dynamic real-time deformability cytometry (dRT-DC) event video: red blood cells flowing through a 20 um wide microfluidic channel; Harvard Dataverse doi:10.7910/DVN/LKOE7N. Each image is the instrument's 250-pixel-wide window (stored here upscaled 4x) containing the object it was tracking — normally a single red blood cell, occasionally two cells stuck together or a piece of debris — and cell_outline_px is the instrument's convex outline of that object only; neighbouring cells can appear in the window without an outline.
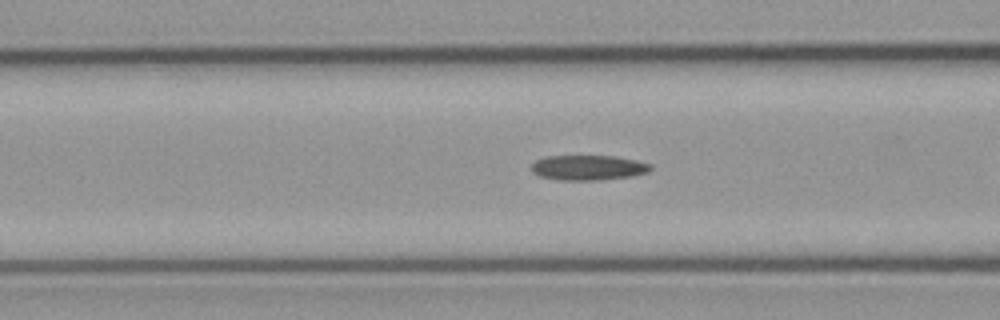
{"species": "common noctule bat (a hibernating species)", "species_latin": "Nyctalus noctula", "temperature_condition": "cold", "stored_images_in_passage": 13, "camera_frame_rate_fps": 3000, "um_per_image_px": 0.085, "animal": {"sex": "male", "body_mass_g": 23.1, "forearm_length_mm": 52.7}, "frame": {"image": 1, "passage_image": 8, "time_ms": 2.333, "image_size_px": [1000, 320], "cell_outline_px": [[652, 168], [648, 172], [632, 176], [600, 180], [560, 180], [540, 176], [532, 172], [532, 164], [536, 160], [544, 156], [616, 156], [636, 160], [652, 164]], "centroid_in_image_um": [50.01, 14.24], "position_along_channel_um": 116.6, "area_um2": 17.46}}
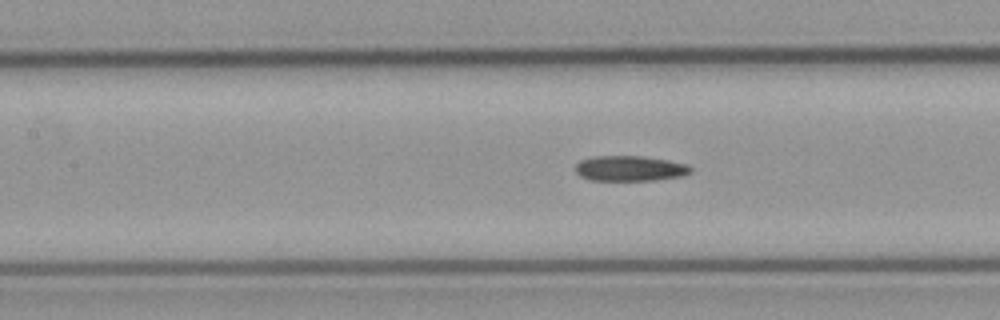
{"frame": {"image": 2, "passage_image": 11, "time_ms": 3.333, "image_size_px": [1000, 320], "cell_outline_px": [[692, 172], [680, 176], [652, 180], [592, 180], [580, 176], [576, 172], [576, 164], [580, 160], [596, 156], [644, 156], [668, 160], [688, 164], [692, 168]], "centroid_in_image_um": [53.55, 14.31], "position_along_channel_um": 153.8, "area_um2": 16.94}}